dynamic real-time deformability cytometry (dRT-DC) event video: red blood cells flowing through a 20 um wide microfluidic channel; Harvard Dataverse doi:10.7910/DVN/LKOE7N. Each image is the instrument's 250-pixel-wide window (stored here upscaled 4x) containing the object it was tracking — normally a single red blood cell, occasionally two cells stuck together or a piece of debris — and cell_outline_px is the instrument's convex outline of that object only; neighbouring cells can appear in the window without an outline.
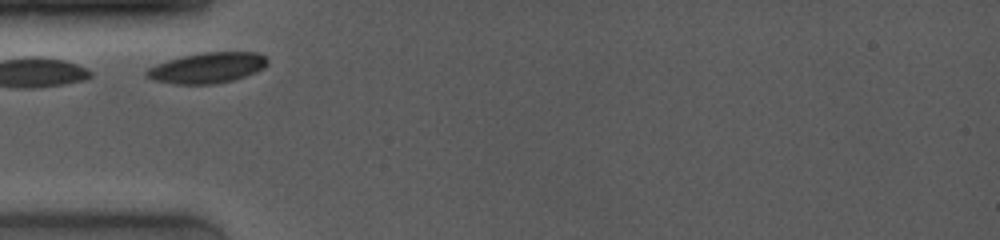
{"species": "common noctule bat (a hibernating species)", "species_latin": "Nyctalus noctula", "temperature_condition": "room temperature", "stored_images_in_passage": 29, "camera_frame_rate_fps": 4000, "um_per_image_px": 0.085, "animal": {"sex": "female", "body_mass_g": 19.0, "forearm_length_mm": 53.3}, "frame": {"image": 1, "passage_image": 1, "time_ms": 0.0, "image_size_px": [1000, 240], "cell_outline_px": [[268, 64], [264, 68], [256, 72], [232, 80], [212, 84], [176, 84], [156, 80], [144, 76], [144, 72], [148, 68], [156, 64], [180, 56], [204, 52], [256, 52], [264, 56], [268, 60]], "centroid_in_image_um": [17.61, 5.76], "position_along_channel_um": 67.4, "area_um2": 21.5}}